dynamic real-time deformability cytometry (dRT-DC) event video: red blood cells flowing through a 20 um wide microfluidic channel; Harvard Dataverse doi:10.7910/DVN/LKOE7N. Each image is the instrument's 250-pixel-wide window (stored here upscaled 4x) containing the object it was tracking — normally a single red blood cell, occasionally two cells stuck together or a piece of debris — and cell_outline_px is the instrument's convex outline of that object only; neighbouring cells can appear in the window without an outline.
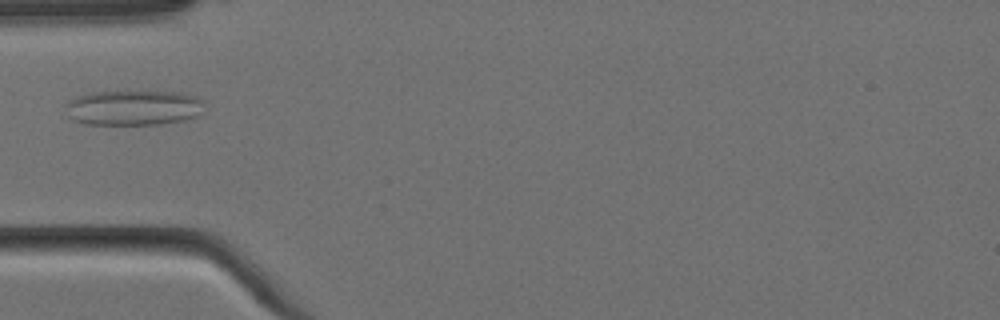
{"species": "Egyptian fruit bat (a non-hibernating species)", "species_latin": "Rousettus aegyptiacus", "temperature_condition": "cold", "stored_images_in_passage": 1, "camera_frame_rate_fps": 3000, "um_per_image_px": 0.085, "animal": {"sex": "female"}, "frame": {"image": 1, "passage_image": 1, "time_ms": 0.0, "image_size_px": [1000, 320], "cell_outline_px": [[204, 100], [200, 112], [196, 116], [184, 120], [160, 124], [84, 124], [72, 120], [68, 116], [68, 100], [76, 96], [92, 92], [180, 92], [196, 96]], "centroid_in_image_um": [11.34, 9.16], "position_along_channel_um": 73.7, "area_um2": 28.26}}